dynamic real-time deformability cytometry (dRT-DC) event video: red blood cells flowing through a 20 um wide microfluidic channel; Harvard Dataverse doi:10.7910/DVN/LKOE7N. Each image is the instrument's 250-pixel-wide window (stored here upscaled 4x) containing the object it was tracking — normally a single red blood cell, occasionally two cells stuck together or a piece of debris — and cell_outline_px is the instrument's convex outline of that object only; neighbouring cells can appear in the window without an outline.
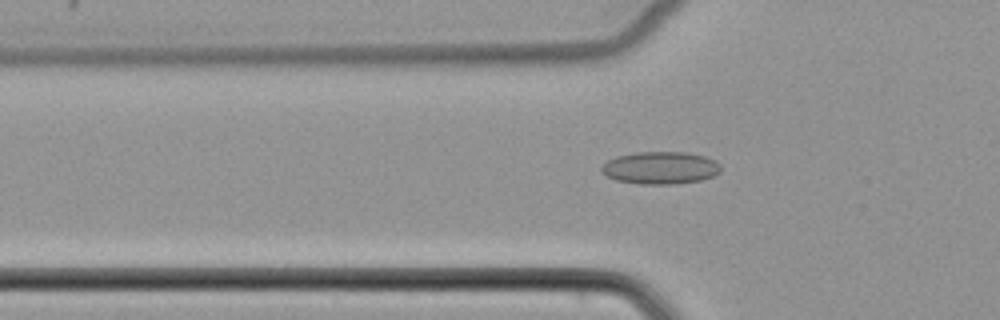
{"species": "common noctule bat (a hibernating species)", "species_latin": "Nyctalus noctula", "temperature_condition": "cold", "stored_images_in_passage": 38, "camera_frame_rate_fps": 3000, "um_per_image_px": 0.085, "animal": {"sex": "female", "body_mass_g": 22.7, "forearm_length_mm": 54.2}, "frame": {"image": 1, "passage_image": 4, "time_ms": 1.0, "image_size_px": [1000, 320], "cell_outline_px": [[720, 172], [712, 176], [700, 180], [672, 184], [640, 184], [616, 180], [600, 172], [600, 168], [608, 160], [616, 156], [636, 152], [688, 152], [704, 156], [716, 160], [720, 164]], "centroid_in_image_um": [56.13, 14.26], "position_along_channel_um": 69.7, "area_um2": 22.6}}
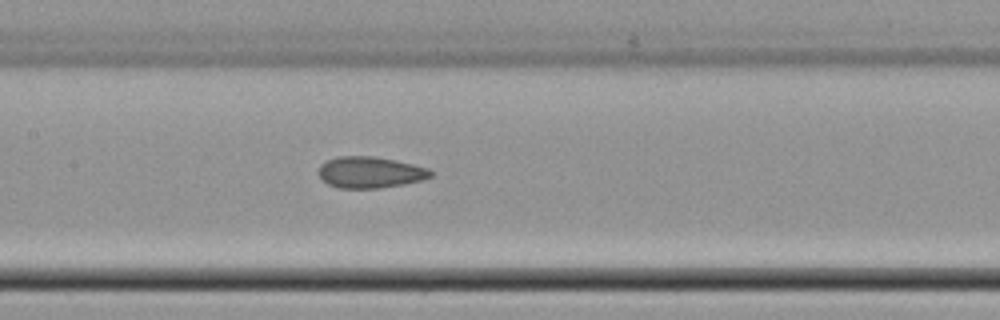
{"frame": {"image": 2, "passage_image": 12, "time_ms": 3.667, "image_size_px": [1000, 320], "cell_outline_px": [[432, 176], [424, 180], [404, 184], [380, 188], [340, 188], [328, 184], [320, 176], [320, 164], [336, 156], [372, 156], [396, 160], [428, 168], [432, 172]], "centroid_in_image_um": [31.49, 14.64], "position_along_channel_um": 175.9, "area_um2": 20.4}}
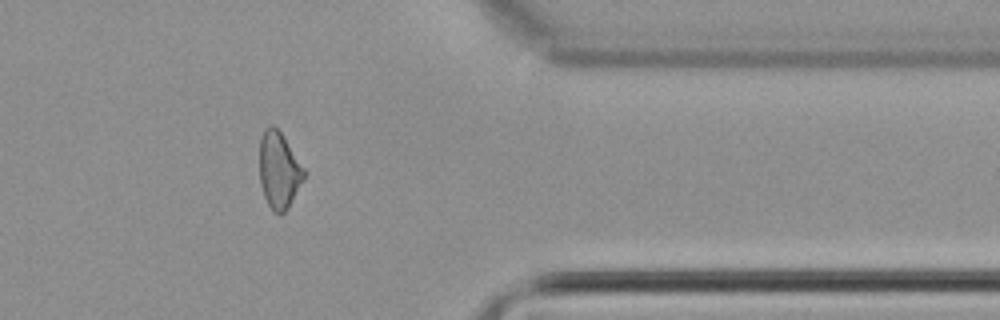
{"frame": {"image": 3, "passage_image": 29, "time_ms": 9.333, "image_size_px": [1000, 320], "cell_outline_px": [[304, 180], [288, 208], [280, 216], [272, 212], [264, 196], [260, 184], [260, 136], [264, 128], [268, 124], [272, 124], [280, 132], [304, 168]], "centroid_in_image_um": [23.69, 14.49], "position_along_channel_um": 387.7, "area_um2": 19.88}}